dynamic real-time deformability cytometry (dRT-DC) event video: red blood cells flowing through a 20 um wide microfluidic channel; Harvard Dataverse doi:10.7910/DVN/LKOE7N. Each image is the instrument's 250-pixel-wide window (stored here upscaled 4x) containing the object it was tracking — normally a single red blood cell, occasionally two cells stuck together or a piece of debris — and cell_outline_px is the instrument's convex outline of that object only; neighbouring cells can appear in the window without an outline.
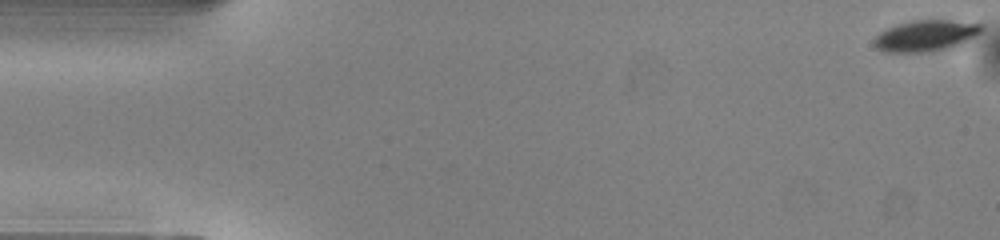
{"species": "common noctule bat (a hibernating species)", "species_latin": "Nyctalus noctula", "temperature_condition": "warm", "stored_images_in_passage": 43, "camera_frame_rate_fps": 3000, "um_per_image_px": 0.085, "animal": {"sex": "male", "body_mass_g": 13.0, "forearm_length_mm": 53.1}, "frame": {"image": 1, "passage_image": 1, "time_ms": 0.0, "image_size_px": [1000, 240], "cell_outline_px": [[984, 28], [976, 36], [964, 44], [932, 52], [884, 52], [876, 48], [872, 44], [872, 40], [880, 32], [896, 24], [912, 20], [948, 20], [984, 24]], "centroid_in_image_um": [78.7, 3.04], "position_along_channel_um": 6.3, "area_um2": 19.88}}
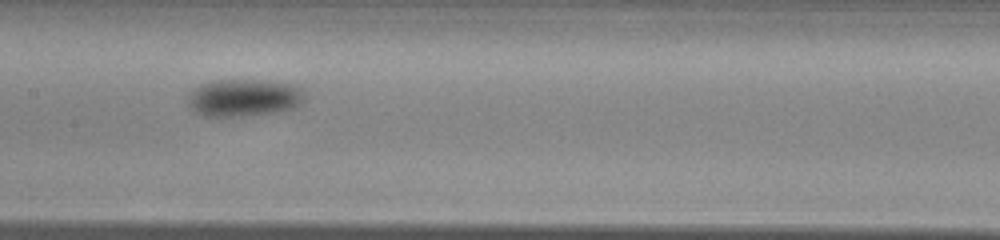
{"frame": {"image": 2, "passage_image": 25, "time_ms": 8.0, "image_size_px": [1000, 240], "cell_outline_px": [[304, 96], [300, 104], [288, 108], [272, 112], [240, 116], [204, 116], [196, 112], [188, 104], [188, 96], [200, 84], [216, 80], [252, 80], [296, 84], [304, 92]], "centroid_in_image_um": [20.7, 8.29], "position_along_channel_um": 186.7, "area_um2": 24.91}}
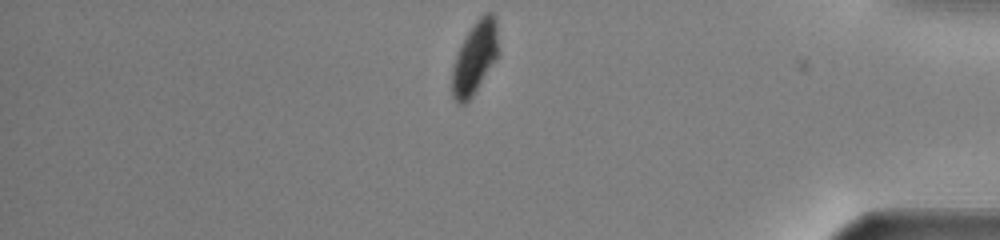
{"frame": {"image": 3, "passage_image": 43, "time_ms": 14.0, "image_size_px": [1000, 240], "cell_outline_px": [[500, 52], [496, 60], [472, 96], [464, 104], [456, 104], [452, 96], [452, 68], [460, 44], [476, 20], [484, 12], [492, 12], [496, 20]], "centroid_in_image_um": [40.38, 4.9], "position_along_channel_um": 394.8, "area_um2": 19.77}, "authors_computed_cell_mechanics": {"area_um2": 22.9466, "velocity_mm_per_s": 4.0613, "shape_relaxation_time_tau1_ms": 2.9291, "shape_relaxation_time_tau2_ms": null, "deformation_change_tau1": 0.0878, "deformation_change_tau2": null}}